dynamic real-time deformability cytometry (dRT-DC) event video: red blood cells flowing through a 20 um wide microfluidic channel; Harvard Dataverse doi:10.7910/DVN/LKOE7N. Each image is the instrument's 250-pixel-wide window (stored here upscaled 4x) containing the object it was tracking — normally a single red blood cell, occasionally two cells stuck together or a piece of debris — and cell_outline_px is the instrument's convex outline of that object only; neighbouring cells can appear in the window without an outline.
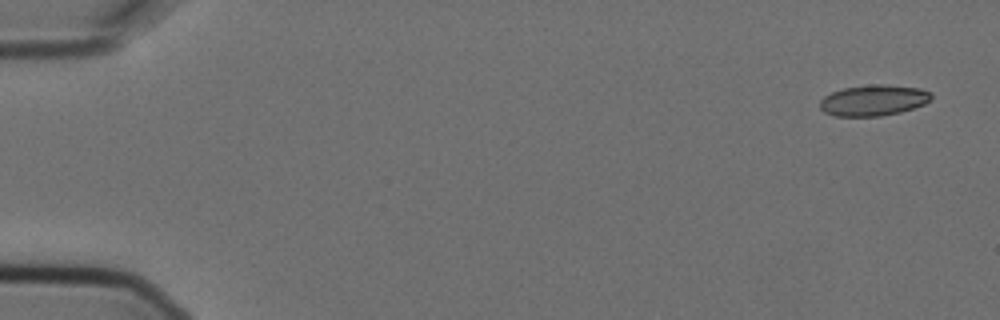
{"species": "Egyptian fruit bat (a non-hibernating species)", "species_latin": "Rousettus aegyptiacus", "temperature_condition": "cold", "stored_images_in_passage": 5, "camera_frame_rate_fps": 3000, "um_per_image_px": 0.085, "animal": {"sex": "female"}, "frame": {"image": 1, "passage_image": 1, "time_ms": 0.0, "image_size_px": [1000, 320], "cell_outline_px": [[932, 100], [924, 104], [900, 112], [880, 116], [836, 116], [824, 112], [820, 108], [820, 100], [824, 96], [832, 92], [844, 88], [872, 84], [884, 84], [920, 88], [932, 92]], "centroid_in_image_um": [74.26, 8.52], "position_along_channel_um": 10.7, "area_um2": 20.11}}
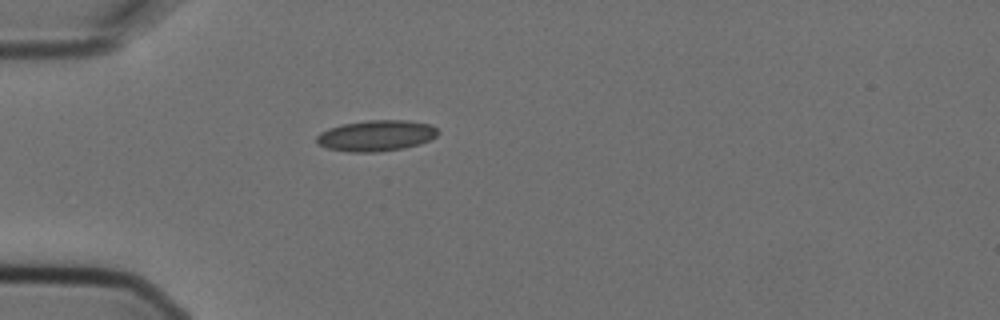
{"frame": {"image": 2, "passage_image": 5, "time_ms": 1.333, "image_size_px": [1000, 320], "cell_outline_px": [[440, 132], [436, 136], [420, 144], [404, 148], [376, 152], [348, 152], [328, 148], [316, 144], [316, 136], [320, 132], [328, 128], [344, 124], [368, 120], [408, 120], [428, 124], [436, 128]], "centroid_in_image_um": [31.95, 11.53], "position_along_channel_um": 53.0, "area_um2": 21.91}}